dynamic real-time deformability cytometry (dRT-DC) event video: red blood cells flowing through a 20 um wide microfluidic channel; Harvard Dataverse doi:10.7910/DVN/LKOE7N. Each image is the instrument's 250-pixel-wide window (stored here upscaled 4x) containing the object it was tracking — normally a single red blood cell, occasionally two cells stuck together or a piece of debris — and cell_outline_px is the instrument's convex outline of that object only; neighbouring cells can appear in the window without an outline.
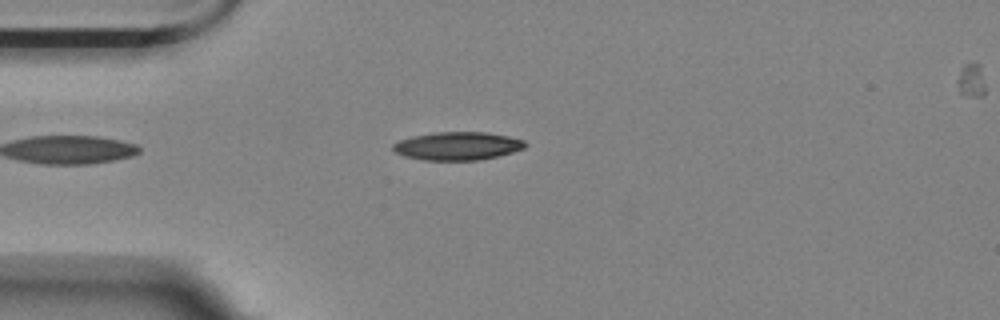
{"species": "Egyptian fruit bat (a non-hibernating species)", "species_latin": "Rousettus aegyptiacus", "temperature_condition": "room temperature", "stored_images_in_passage": 43, "camera_frame_rate_fps": 3000, "um_per_image_px": 0.085, "animal": {"sex": "female"}, "frame": {"image": 1, "passage_image": 1, "time_ms": 0.0, "image_size_px": [1000, 320], "cell_outline_px": [[528, 144], [524, 148], [512, 152], [496, 156], [476, 160], [424, 160], [404, 156], [396, 152], [392, 148], [392, 144], [400, 140], [412, 136], [436, 132], [488, 132], [508, 136], [524, 140]], "centroid_in_image_um": [38.89, 12.4], "position_along_channel_um": 46.1, "area_um2": 21.62}}
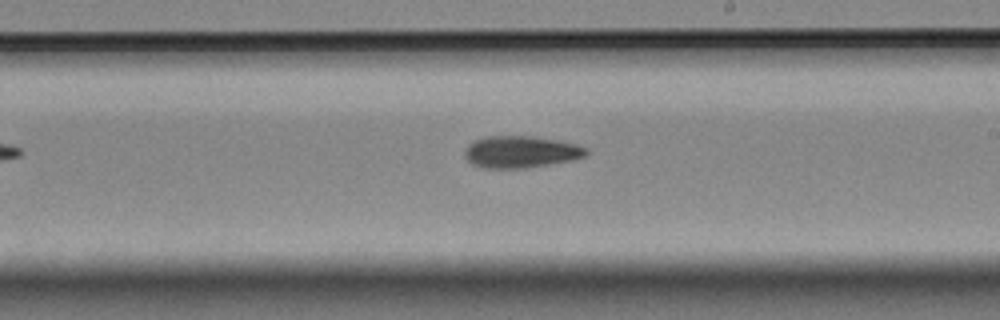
{"frame": {"image": 2, "passage_image": 19, "time_ms": 6.0, "image_size_px": [1000, 320], "cell_outline_px": [[588, 152], [584, 156], [572, 160], [524, 168], [484, 168], [472, 164], [464, 156], [464, 148], [468, 144], [484, 136], [532, 136], [556, 140], [576, 144], [588, 148]], "centroid_in_image_um": [44.23, 12.9], "position_along_channel_um": 244.8, "area_um2": 22.54}}
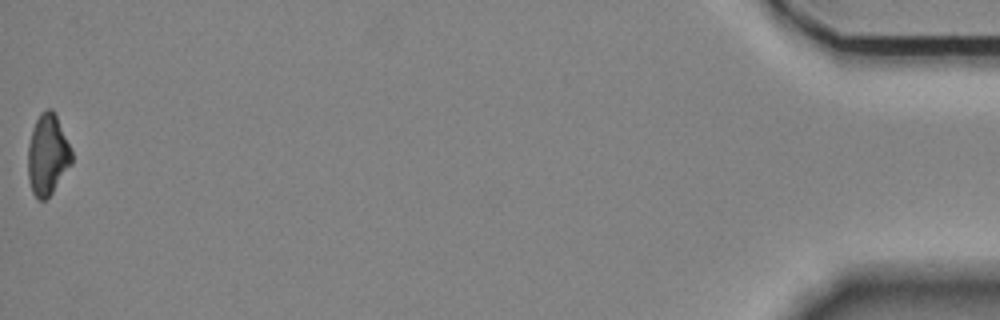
{"frame": {"image": 3, "passage_image": 43, "time_ms": 14.0, "image_size_px": [1000, 320], "cell_outline_px": [[72, 164], [52, 192], [44, 200], [36, 200], [32, 192], [28, 180], [28, 144], [32, 128], [40, 112], [44, 108], [52, 108], [56, 116], [72, 152]], "centroid_in_image_um": [4.02, 13.16], "position_along_channel_um": 431.2, "area_um2": 20.63}}